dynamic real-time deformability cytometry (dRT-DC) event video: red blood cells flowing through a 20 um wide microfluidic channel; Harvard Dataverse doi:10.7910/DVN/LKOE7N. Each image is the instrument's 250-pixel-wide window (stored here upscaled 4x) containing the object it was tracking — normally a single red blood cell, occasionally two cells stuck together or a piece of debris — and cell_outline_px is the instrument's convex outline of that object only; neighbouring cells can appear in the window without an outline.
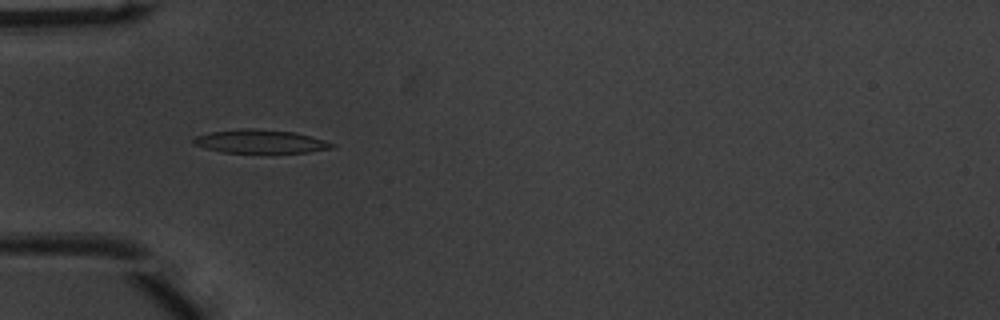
{"species": "common noctule bat (a hibernating species)", "species_latin": "Nyctalus noctula", "temperature_condition": "warm", "stored_images_in_passage": 51, "camera_frame_rate_fps": 3000, "um_per_image_px": 0.085, "animal": {"sex": "male", "body_mass_g": 20.1, "forearm_length_mm": 53.5}, "frame": {"image": 1, "passage_image": 16, "time_ms": 5.0, "image_size_px": [1000, 320], "cell_outline_px": [[336, 148], [308, 152], [220, 152], [204, 148], [192, 144], [192, 136], [208, 132], [240, 128], [252, 128], [292, 132], [312, 136], [336, 144]], "centroid_in_image_um": [22.08, 12.01], "position_along_channel_um": 62.9, "area_um2": 19.13}}
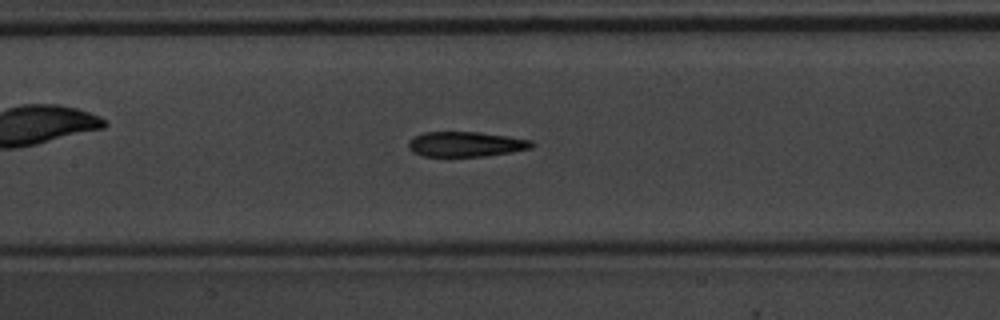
{"frame": {"image": 2, "passage_image": 24, "time_ms": 7.667, "image_size_px": [1000, 320], "cell_outline_px": [[536, 144], [532, 148], [512, 152], [484, 156], [424, 156], [412, 152], [408, 148], [408, 140], [424, 132], [480, 132], [508, 136], [532, 140]], "centroid_in_image_um": [39.62, 12.25], "position_along_channel_um": 167.8, "area_um2": 18.09}}
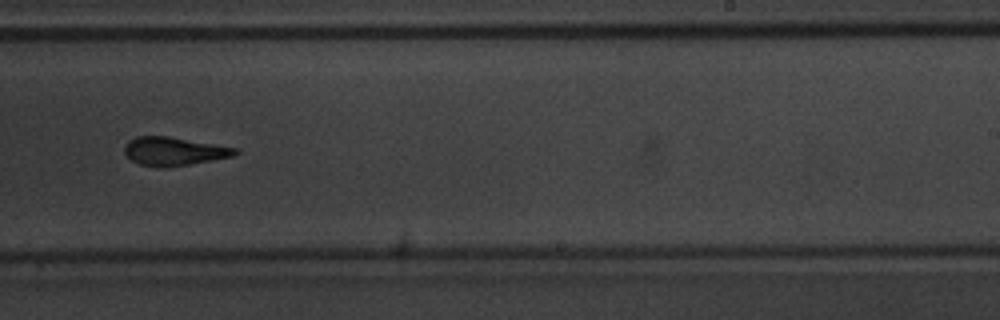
{"frame": {"image": 3, "passage_image": 32, "time_ms": 10.333, "image_size_px": [1000, 320], "cell_outline_px": [[240, 152], [236, 156], [164, 168], [160, 168], [140, 164], [132, 160], [124, 152], [124, 144], [128, 140], [136, 136], [168, 136], [236, 148]], "centroid_in_image_um": [14.77, 12.86], "position_along_channel_um": 274.2, "area_um2": 18.32}, "authors_computed_cell_mechanics": {"area_um2": 18.5538, "velocity_mm_per_s": 4.0014, "shape_relaxation_time_tau1_ms": 5.0903, "shape_relaxation_time_tau2_ms": 3.2851, "deformation_change_tau1": 0.1812, "deformation_change_tau2": 0.1248}}